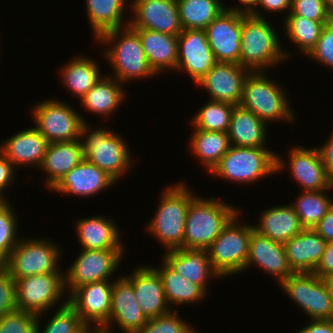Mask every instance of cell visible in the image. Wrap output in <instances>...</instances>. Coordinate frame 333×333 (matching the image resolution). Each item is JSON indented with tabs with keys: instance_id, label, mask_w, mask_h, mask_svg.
Instances as JSON below:
<instances>
[{
	"instance_id": "obj_24",
	"label": "cell",
	"mask_w": 333,
	"mask_h": 333,
	"mask_svg": "<svg viewBox=\"0 0 333 333\" xmlns=\"http://www.w3.org/2000/svg\"><path fill=\"white\" fill-rule=\"evenodd\" d=\"M48 145L49 141L35 127H31L4 140L0 151L16 169L26 165L40 168Z\"/></svg>"
},
{
	"instance_id": "obj_31",
	"label": "cell",
	"mask_w": 333,
	"mask_h": 333,
	"mask_svg": "<svg viewBox=\"0 0 333 333\" xmlns=\"http://www.w3.org/2000/svg\"><path fill=\"white\" fill-rule=\"evenodd\" d=\"M267 123L252 111L235 105L230 118L228 137L238 147H266Z\"/></svg>"
},
{
	"instance_id": "obj_46",
	"label": "cell",
	"mask_w": 333,
	"mask_h": 333,
	"mask_svg": "<svg viewBox=\"0 0 333 333\" xmlns=\"http://www.w3.org/2000/svg\"><path fill=\"white\" fill-rule=\"evenodd\" d=\"M288 15L303 16L314 21L328 22L329 13L325 0H292L291 11Z\"/></svg>"
},
{
	"instance_id": "obj_8",
	"label": "cell",
	"mask_w": 333,
	"mask_h": 333,
	"mask_svg": "<svg viewBox=\"0 0 333 333\" xmlns=\"http://www.w3.org/2000/svg\"><path fill=\"white\" fill-rule=\"evenodd\" d=\"M240 215L237 213L207 248L211 266L220 278L245 271L254 228L248 223H238Z\"/></svg>"
},
{
	"instance_id": "obj_17",
	"label": "cell",
	"mask_w": 333,
	"mask_h": 333,
	"mask_svg": "<svg viewBox=\"0 0 333 333\" xmlns=\"http://www.w3.org/2000/svg\"><path fill=\"white\" fill-rule=\"evenodd\" d=\"M216 63L204 29H184L178 35L176 71L197 83Z\"/></svg>"
},
{
	"instance_id": "obj_11",
	"label": "cell",
	"mask_w": 333,
	"mask_h": 333,
	"mask_svg": "<svg viewBox=\"0 0 333 333\" xmlns=\"http://www.w3.org/2000/svg\"><path fill=\"white\" fill-rule=\"evenodd\" d=\"M279 286L310 320L333 319V303L323 278L313 272L293 273Z\"/></svg>"
},
{
	"instance_id": "obj_25",
	"label": "cell",
	"mask_w": 333,
	"mask_h": 333,
	"mask_svg": "<svg viewBox=\"0 0 333 333\" xmlns=\"http://www.w3.org/2000/svg\"><path fill=\"white\" fill-rule=\"evenodd\" d=\"M162 259L181 276L201 286L206 292L211 278L220 276L211 266L207 249L178 248L165 251Z\"/></svg>"
},
{
	"instance_id": "obj_12",
	"label": "cell",
	"mask_w": 333,
	"mask_h": 333,
	"mask_svg": "<svg viewBox=\"0 0 333 333\" xmlns=\"http://www.w3.org/2000/svg\"><path fill=\"white\" fill-rule=\"evenodd\" d=\"M17 310L43 315L67 295L64 273H44L15 280ZM56 304V305H55Z\"/></svg>"
},
{
	"instance_id": "obj_39",
	"label": "cell",
	"mask_w": 333,
	"mask_h": 333,
	"mask_svg": "<svg viewBox=\"0 0 333 333\" xmlns=\"http://www.w3.org/2000/svg\"><path fill=\"white\" fill-rule=\"evenodd\" d=\"M283 22L286 38L292 41L293 45H297V49L299 48L304 56L316 45L324 26L328 24L297 15H287Z\"/></svg>"
},
{
	"instance_id": "obj_20",
	"label": "cell",
	"mask_w": 333,
	"mask_h": 333,
	"mask_svg": "<svg viewBox=\"0 0 333 333\" xmlns=\"http://www.w3.org/2000/svg\"><path fill=\"white\" fill-rule=\"evenodd\" d=\"M133 286L136 300L147 318L169 313L164 286L158 272L151 265H140L129 275H123Z\"/></svg>"
},
{
	"instance_id": "obj_2",
	"label": "cell",
	"mask_w": 333,
	"mask_h": 333,
	"mask_svg": "<svg viewBox=\"0 0 333 333\" xmlns=\"http://www.w3.org/2000/svg\"><path fill=\"white\" fill-rule=\"evenodd\" d=\"M271 25L266 18L242 14L239 64L251 72L278 67L290 57L291 53L283 50L279 35Z\"/></svg>"
},
{
	"instance_id": "obj_10",
	"label": "cell",
	"mask_w": 333,
	"mask_h": 333,
	"mask_svg": "<svg viewBox=\"0 0 333 333\" xmlns=\"http://www.w3.org/2000/svg\"><path fill=\"white\" fill-rule=\"evenodd\" d=\"M31 111L35 128L49 141L67 142L80 139L85 119L71 105L52 98L38 102Z\"/></svg>"
},
{
	"instance_id": "obj_4",
	"label": "cell",
	"mask_w": 333,
	"mask_h": 333,
	"mask_svg": "<svg viewBox=\"0 0 333 333\" xmlns=\"http://www.w3.org/2000/svg\"><path fill=\"white\" fill-rule=\"evenodd\" d=\"M187 187L185 181L166 187L147 226L150 235L162 244L165 251L183 248L188 207L196 197Z\"/></svg>"
},
{
	"instance_id": "obj_15",
	"label": "cell",
	"mask_w": 333,
	"mask_h": 333,
	"mask_svg": "<svg viewBox=\"0 0 333 333\" xmlns=\"http://www.w3.org/2000/svg\"><path fill=\"white\" fill-rule=\"evenodd\" d=\"M129 26L133 29H149L170 35H179L180 23L177 0H131Z\"/></svg>"
},
{
	"instance_id": "obj_18",
	"label": "cell",
	"mask_w": 333,
	"mask_h": 333,
	"mask_svg": "<svg viewBox=\"0 0 333 333\" xmlns=\"http://www.w3.org/2000/svg\"><path fill=\"white\" fill-rule=\"evenodd\" d=\"M216 62L239 64L242 14L224 10L205 29Z\"/></svg>"
},
{
	"instance_id": "obj_37",
	"label": "cell",
	"mask_w": 333,
	"mask_h": 333,
	"mask_svg": "<svg viewBox=\"0 0 333 333\" xmlns=\"http://www.w3.org/2000/svg\"><path fill=\"white\" fill-rule=\"evenodd\" d=\"M184 29H206L225 9L218 0H177Z\"/></svg>"
},
{
	"instance_id": "obj_48",
	"label": "cell",
	"mask_w": 333,
	"mask_h": 333,
	"mask_svg": "<svg viewBox=\"0 0 333 333\" xmlns=\"http://www.w3.org/2000/svg\"><path fill=\"white\" fill-rule=\"evenodd\" d=\"M259 7H261V10L264 12L265 10L267 11L268 14L271 12H287L284 18L290 13L291 11V6H292V0H258L257 3V9L251 14L256 17H261L265 18L263 16L264 14L262 11H259ZM264 9V10H263Z\"/></svg>"
},
{
	"instance_id": "obj_53",
	"label": "cell",
	"mask_w": 333,
	"mask_h": 333,
	"mask_svg": "<svg viewBox=\"0 0 333 333\" xmlns=\"http://www.w3.org/2000/svg\"><path fill=\"white\" fill-rule=\"evenodd\" d=\"M297 333H333V319L330 320H311Z\"/></svg>"
},
{
	"instance_id": "obj_7",
	"label": "cell",
	"mask_w": 333,
	"mask_h": 333,
	"mask_svg": "<svg viewBox=\"0 0 333 333\" xmlns=\"http://www.w3.org/2000/svg\"><path fill=\"white\" fill-rule=\"evenodd\" d=\"M267 76L265 71L250 72L247 75L239 105L252 111L267 125L275 121L294 123L296 115L286 90Z\"/></svg>"
},
{
	"instance_id": "obj_14",
	"label": "cell",
	"mask_w": 333,
	"mask_h": 333,
	"mask_svg": "<svg viewBox=\"0 0 333 333\" xmlns=\"http://www.w3.org/2000/svg\"><path fill=\"white\" fill-rule=\"evenodd\" d=\"M113 282L88 283L68 293L67 303L88 328L100 331L109 322Z\"/></svg>"
},
{
	"instance_id": "obj_43",
	"label": "cell",
	"mask_w": 333,
	"mask_h": 333,
	"mask_svg": "<svg viewBox=\"0 0 333 333\" xmlns=\"http://www.w3.org/2000/svg\"><path fill=\"white\" fill-rule=\"evenodd\" d=\"M178 312L175 309L167 314L148 318L145 325L137 333H197V329L183 321Z\"/></svg>"
},
{
	"instance_id": "obj_23",
	"label": "cell",
	"mask_w": 333,
	"mask_h": 333,
	"mask_svg": "<svg viewBox=\"0 0 333 333\" xmlns=\"http://www.w3.org/2000/svg\"><path fill=\"white\" fill-rule=\"evenodd\" d=\"M114 183L116 181L106 172L84 159L65 174L51 190L69 196L89 198L108 190Z\"/></svg>"
},
{
	"instance_id": "obj_30",
	"label": "cell",
	"mask_w": 333,
	"mask_h": 333,
	"mask_svg": "<svg viewBox=\"0 0 333 333\" xmlns=\"http://www.w3.org/2000/svg\"><path fill=\"white\" fill-rule=\"evenodd\" d=\"M259 217L258 225L253 224L254 230L282 244L304 229L290 204L268 208Z\"/></svg>"
},
{
	"instance_id": "obj_1",
	"label": "cell",
	"mask_w": 333,
	"mask_h": 333,
	"mask_svg": "<svg viewBox=\"0 0 333 333\" xmlns=\"http://www.w3.org/2000/svg\"><path fill=\"white\" fill-rule=\"evenodd\" d=\"M284 157L267 147H238L231 145L210 172L213 177L238 184L256 182L286 169Z\"/></svg>"
},
{
	"instance_id": "obj_51",
	"label": "cell",
	"mask_w": 333,
	"mask_h": 333,
	"mask_svg": "<svg viewBox=\"0 0 333 333\" xmlns=\"http://www.w3.org/2000/svg\"><path fill=\"white\" fill-rule=\"evenodd\" d=\"M333 131V130H332ZM332 136L327 139L323 146L319 147V151L323 160V164L326 170L328 180L333 185V133Z\"/></svg>"
},
{
	"instance_id": "obj_9",
	"label": "cell",
	"mask_w": 333,
	"mask_h": 333,
	"mask_svg": "<svg viewBox=\"0 0 333 333\" xmlns=\"http://www.w3.org/2000/svg\"><path fill=\"white\" fill-rule=\"evenodd\" d=\"M59 246L47 238H21L2 265L14 280L37 274L63 273L58 264L63 252Z\"/></svg>"
},
{
	"instance_id": "obj_19",
	"label": "cell",
	"mask_w": 333,
	"mask_h": 333,
	"mask_svg": "<svg viewBox=\"0 0 333 333\" xmlns=\"http://www.w3.org/2000/svg\"><path fill=\"white\" fill-rule=\"evenodd\" d=\"M250 72L237 63L216 62L196 84L207 90L212 101L239 105L244 82Z\"/></svg>"
},
{
	"instance_id": "obj_28",
	"label": "cell",
	"mask_w": 333,
	"mask_h": 333,
	"mask_svg": "<svg viewBox=\"0 0 333 333\" xmlns=\"http://www.w3.org/2000/svg\"><path fill=\"white\" fill-rule=\"evenodd\" d=\"M134 30L139 35L148 65L153 72L156 75L170 70L176 72L178 35H170L149 29Z\"/></svg>"
},
{
	"instance_id": "obj_55",
	"label": "cell",
	"mask_w": 333,
	"mask_h": 333,
	"mask_svg": "<svg viewBox=\"0 0 333 333\" xmlns=\"http://www.w3.org/2000/svg\"><path fill=\"white\" fill-rule=\"evenodd\" d=\"M323 281L327 287L328 293H329L332 303H333V275H329V276L323 278Z\"/></svg>"
},
{
	"instance_id": "obj_45",
	"label": "cell",
	"mask_w": 333,
	"mask_h": 333,
	"mask_svg": "<svg viewBox=\"0 0 333 333\" xmlns=\"http://www.w3.org/2000/svg\"><path fill=\"white\" fill-rule=\"evenodd\" d=\"M313 61H318L322 65L333 68V28L326 24L316 45L306 55Z\"/></svg>"
},
{
	"instance_id": "obj_49",
	"label": "cell",
	"mask_w": 333,
	"mask_h": 333,
	"mask_svg": "<svg viewBox=\"0 0 333 333\" xmlns=\"http://www.w3.org/2000/svg\"><path fill=\"white\" fill-rule=\"evenodd\" d=\"M15 170L16 168L13 166V164L0 151V195L5 200H7V198L4 195L6 194L5 189L8 187L10 188V185L12 186V183L14 184V179H16Z\"/></svg>"
},
{
	"instance_id": "obj_40",
	"label": "cell",
	"mask_w": 333,
	"mask_h": 333,
	"mask_svg": "<svg viewBox=\"0 0 333 333\" xmlns=\"http://www.w3.org/2000/svg\"><path fill=\"white\" fill-rule=\"evenodd\" d=\"M234 106L227 102L208 100L194 114L192 122H190L191 126H194L193 129L205 131L228 132Z\"/></svg>"
},
{
	"instance_id": "obj_5",
	"label": "cell",
	"mask_w": 333,
	"mask_h": 333,
	"mask_svg": "<svg viewBox=\"0 0 333 333\" xmlns=\"http://www.w3.org/2000/svg\"><path fill=\"white\" fill-rule=\"evenodd\" d=\"M240 212V208L213 196H196L189 204L183 237V248L207 249L221 230Z\"/></svg>"
},
{
	"instance_id": "obj_13",
	"label": "cell",
	"mask_w": 333,
	"mask_h": 333,
	"mask_svg": "<svg viewBox=\"0 0 333 333\" xmlns=\"http://www.w3.org/2000/svg\"><path fill=\"white\" fill-rule=\"evenodd\" d=\"M80 252L64 272L66 293L84 284L109 280L125 255L124 250L81 249Z\"/></svg>"
},
{
	"instance_id": "obj_42",
	"label": "cell",
	"mask_w": 333,
	"mask_h": 333,
	"mask_svg": "<svg viewBox=\"0 0 333 333\" xmlns=\"http://www.w3.org/2000/svg\"><path fill=\"white\" fill-rule=\"evenodd\" d=\"M13 208L8 200L0 204V264L8 258L20 240L17 234L18 216Z\"/></svg>"
},
{
	"instance_id": "obj_22",
	"label": "cell",
	"mask_w": 333,
	"mask_h": 333,
	"mask_svg": "<svg viewBox=\"0 0 333 333\" xmlns=\"http://www.w3.org/2000/svg\"><path fill=\"white\" fill-rule=\"evenodd\" d=\"M254 265L276 278L279 285L294 273L288 264L284 245L255 230L251 234L245 270Z\"/></svg>"
},
{
	"instance_id": "obj_44",
	"label": "cell",
	"mask_w": 333,
	"mask_h": 333,
	"mask_svg": "<svg viewBox=\"0 0 333 333\" xmlns=\"http://www.w3.org/2000/svg\"><path fill=\"white\" fill-rule=\"evenodd\" d=\"M38 315L15 310L0 317V333H36Z\"/></svg>"
},
{
	"instance_id": "obj_34",
	"label": "cell",
	"mask_w": 333,
	"mask_h": 333,
	"mask_svg": "<svg viewBox=\"0 0 333 333\" xmlns=\"http://www.w3.org/2000/svg\"><path fill=\"white\" fill-rule=\"evenodd\" d=\"M125 5H129L127 0H86V12L95 40L107 31L129 25V20L125 23L123 19L124 10H128Z\"/></svg>"
},
{
	"instance_id": "obj_32",
	"label": "cell",
	"mask_w": 333,
	"mask_h": 333,
	"mask_svg": "<svg viewBox=\"0 0 333 333\" xmlns=\"http://www.w3.org/2000/svg\"><path fill=\"white\" fill-rule=\"evenodd\" d=\"M124 86L116 78L104 76L80 99L83 106L96 116L108 117L113 115L124 102L127 95Z\"/></svg>"
},
{
	"instance_id": "obj_21",
	"label": "cell",
	"mask_w": 333,
	"mask_h": 333,
	"mask_svg": "<svg viewBox=\"0 0 333 333\" xmlns=\"http://www.w3.org/2000/svg\"><path fill=\"white\" fill-rule=\"evenodd\" d=\"M305 147L296 144L289 151L288 168L292 178L301 186L302 191L333 190L318 147Z\"/></svg>"
},
{
	"instance_id": "obj_35",
	"label": "cell",
	"mask_w": 333,
	"mask_h": 333,
	"mask_svg": "<svg viewBox=\"0 0 333 333\" xmlns=\"http://www.w3.org/2000/svg\"><path fill=\"white\" fill-rule=\"evenodd\" d=\"M160 266L153 267L159 274L165 291L167 303L170 306H177L199 303L205 298L207 292L199 285L174 271L164 260ZM199 301V302H198Z\"/></svg>"
},
{
	"instance_id": "obj_26",
	"label": "cell",
	"mask_w": 333,
	"mask_h": 333,
	"mask_svg": "<svg viewBox=\"0 0 333 333\" xmlns=\"http://www.w3.org/2000/svg\"><path fill=\"white\" fill-rule=\"evenodd\" d=\"M74 224L81 249L124 250L125 248L121 242L119 227L109 217L95 215L77 219Z\"/></svg>"
},
{
	"instance_id": "obj_59",
	"label": "cell",
	"mask_w": 333,
	"mask_h": 333,
	"mask_svg": "<svg viewBox=\"0 0 333 333\" xmlns=\"http://www.w3.org/2000/svg\"><path fill=\"white\" fill-rule=\"evenodd\" d=\"M5 199L0 195V203H3Z\"/></svg>"
},
{
	"instance_id": "obj_6",
	"label": "cell",
	"mask_w": 333,
	"mask_h": 333,
	"mask_svg": "<svg viewBox=\"0 0 333 333\" xmlns=\"http://www.w3.org/2000/svg\"><path fill=\"white\" fill-rule=\"evenodd\" d=\"M89 126L84 122L80 135L85 159L118 181L134 165L126 141L115 130L112 132L105 127L94 130Z\"/></svg>"
},
{
	"instance_id": "obj_47",
	"label": "cell",
	"mask_w": 333,
	"mask_h": 333,
	"mask_svg": "<svg viewBox=\"0 0 333 333\" xmlns=\"http://www.w3.org/2000/svg\"><path fill=\"white\" fill-rule=\"evenodd\" d=\"M17 310L16 283L8 270L0 264V317Z\"/></svg>"
},
{
	"instance_id": "obj_52",
	"label": "cell",
	"mask_w": 333,
	"mask_h": 333,
	"mask_svg": "<svg viewBox=\"0 0 333 333\" xmlns=\"http://www.w3.org/2000/svg\"><path fill=\"white\" fill-rule=\"evenodd\" d=\"M313 229L326 242H333V205Z\"/></svg>"
},
{
	"instance_id": "obj_36",
	"label": "cell",
	"mask_w": 333,
	"mask_h": 333,
	"mask_svg": "<svg viewBox=\"0 0 333 333\" xmlns=\"http://www.w3.org/2000/svg\"><path fill=\"white\" fill-rule=\"evenodd\" d=\"M188 140L192 153L208 173L231 147L228 132L194 129Z\"/></svg>"
},
{
	"instance_id": "obj_54",
	"label": "cell",
	"mask_w": 333,
	"mask_h": 333,
	"mask_svg": "<svg viewBox=\"0 0 333 333\" xmlns=\"http://www.w3.org/2000/svg\"><path fill=\"white\" fill-rule=\"evenodd\" d=\"M238 2L243 6L241 7L239 4L238 6L233 5L234 7L233 6L226 7L224 5V9L226 11H233L245 15H250L255 11V9H257L258 0H238Z\"/></svg>"
},
{
	"instance_id": "obj_41",
	"label": "cell",
	"mask_w": 333,
	"mask_h": 333,
	"mask_svg": "<svg viewBox=\"0 0 333 333\" xmlns=\"http://www.w3.org/2000/svg\"><path fill=\"white\" fill-rule=\"evenodd\" d=\"M59 304V309L48 319V323L41 331V314L37 316L36 333H84L88 327L81 321L79 315L67 303V297ZM40 323V324H39Z\"/></svg>"
},
{
	"instance_id": "obj_27",
	"label": "cell",
	"mask_w": 333,
	"mask_h": 333,
	"mask_svg": "<svg viewBox=\"0 0 333 333\" xmlns=\"http://www.w3.org/2000/svg\"><path fill=\"white\" fill-rule=\"evenodd\" d=\"M327 242L313 229L304 228L285 242L288 264L294 273L314 272Z\"/></svg>"
},
{
	"instance_id": "obj_29",
	"label": "cell",
	"mask_w": 333,
	"mask_h": 333,
	"mask_svg": "<svg viewBox=\"0 0 333 333\" xmlns=\"http://www.w3.org/2000/svg\"><path fill=\"white\" fill-rule=\"evenodd\" d=\"M85 159L80 139L49 143L39 170L46 174V188L51 189Z\"/></svg>"
},
{
	"instance_id": "obj_57",
	"label": "cell",
	"mask_w": 333,
	"mask_h": 333,
	"mask_svg": "<svg viewBox=\"0 0 333 333\" xmlns=\"http://www.w3.org/2000/svg\"><path fill=\"white\" fill-rule=\"evenodd\" d=\"M328 25L333 28V11L329 13V16H328Z\"/></svg>"
},
{
	"instance_id": "obj_3",
	"label": "cell",
	"mask_w": 333,
	"mask_h": 333,
	"mask_svg": "<svg viewBox=\"0 0 333 333\" xmlns=\"http://www.w3.org/2000/svg\"><path fill=\"white\" fill-rule=\"evenodd\" d=\"M97 41L109 47L104 48L103 56L114 71L111 77L120 83L156 75L148 65L138 33L129 25L107 31Z\"/></svg>"
},
{
	"instance_id": "obj_16",
	"label": "cell",
	"mask_w": 333,
	"mask_h": 333,
	"mask_svg": "<svg viewBox=\"0 0 333 333\" xmlns=\"http://www.w3.org/2000/svg\"><path fill=\"white\" fill-rule=\"evenodd\" d=\"M113 280L109 322L99 332L113 333L115 323L124 333H137L148 318L136 300L132 284L123 275Z\"/></svg>"
},
{
	"instance_id": "obj_33",
	"label": "cell",
	"mask_w": 333,
	"mask_h": 333,
	"mask_svg": "<svg viewBox=\"0 0 333 333\" xmlns=\"http://www.w3.org/2000/svg\"><path fill=\"white\" fill-rule=\"evenodd\" d=\"M99 68L98 62L91 57L75 56L61 67V80L67 90L81 99L103 77Z\"/></svg>"
},
{
	"instance_id": "obj_38",
	"label": "cell",
	"mask_w": 333,
	"mask_h": 333,
	"mask_svg": "<svg viewBox=\"0 0 333 333\" xmlns=\"http://www.w3.org/2000/svg\"><path fill=\"white\" fill-rule=\"evenodd\" d=\"M325 189L320 191H302L290 205L298 215L303 228H314L333 205Z\"/></svg>"
},
{
	"instance_id": "obj_58",
	"label": "cell",
	"mask_w": 333,
	"mask_h": 333,
	"mask_svg": "<svg viewBox=\"0 0 333 333\" xmlns=\"http://www.w3.org/2000/svg\"><path fill=\"white\" fill-rule=\"evenodd\" d=\"M84 333H100V332L96 329L88 328Z\"/></svg>"
},
{
	"instance_id": "obj_56",
	"label": "cell",
	"mask_w": 333,
	"mask_h": 333,
	"mask_svg": "<svg viewBox=\"0 0 333 333\" xmlns=\"http://www.w3.org/2000/svg\"><path fill=\"white\" fill-rule=\"evenodd\" d=\"M328 13L333 11V0H325Z\"/></svg>"
},
{
	"instance_id": "obj_50",
	"label": "cell",
	"mask_w": 333,
	"mask_h": 333,
	"mask_svg": "<svg viewBox=\"0 0 333 333\" xmlns=\"http://www.w3.org/2000/svg\"><path fill=\"white\" fill-rule=\"evenodd\" d=\"M313 273L320 278L333 275V242H327L321 259Z\"/></svg>"
}]
</instances>
